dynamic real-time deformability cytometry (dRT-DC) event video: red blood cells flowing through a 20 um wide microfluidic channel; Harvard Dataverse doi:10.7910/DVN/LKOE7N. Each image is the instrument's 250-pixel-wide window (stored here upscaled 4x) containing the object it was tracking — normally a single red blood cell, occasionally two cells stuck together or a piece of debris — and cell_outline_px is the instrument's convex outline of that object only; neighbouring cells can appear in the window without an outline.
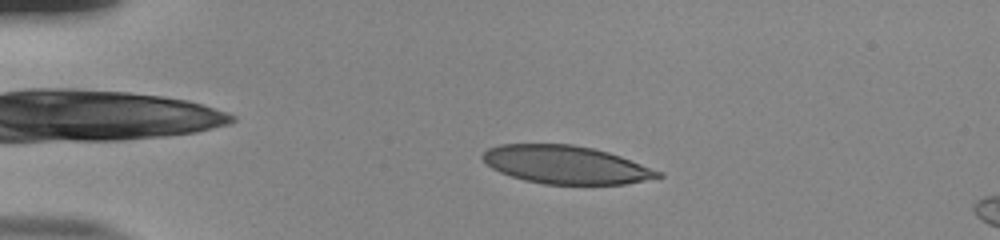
{"species": "human", "species_latin": "Homo sapiens", "temperature_condition": "room temperature", "stored_images_in_passage": 53, "camera_frame_rate_fps": 3000, "um_per_image_px": 0.085, "donor": {"sex": "male"}, "frame": {"image": 1, "passage_image": 11, "time_ms": 3.333, "image_size_px": [1000, 240], "cell_outline_px": [[664, 176], [624, 184], [544, 184], [524, 180], [500, 172], [492, 168], [480, 156], [488, 148], [500, 144], [572, 144], [592, 148], [608, 152], [620, 156], [664, 172]], "centroid_in_image_um": [48.1, 14.0], "position_along_channel_um": 36.9, "area_um2": 38.78}}
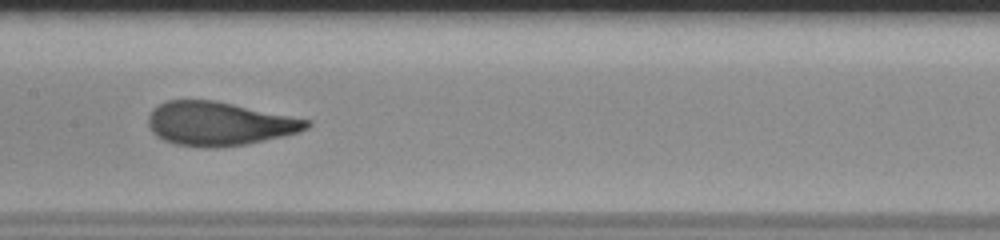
{"frame": {"image": 2, "passage_image": 27, "time_ms": 8.667, "image_size_px": [1000, 240], "cell_outline_px": [[312, 124], [308, 128], [300, 132], [248, 144], [212, 148], [204, 148], [176, 144], [164, 140], [156, 136], [152, 132], [148, 124], [148, 116], [152, 108], [168, 100], [216, 100], [312, 120]], "centroid_in_image_um": [18.64, 10.51], "position_along_channel_um": 188.8, "area_um2": 40.69}}
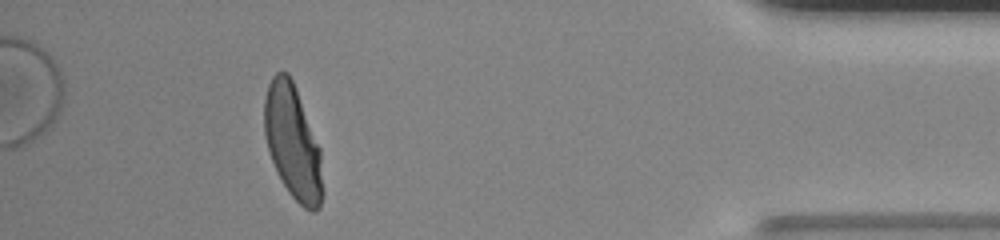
{"frame": {"image": 3, "passage_image": 48, "time_ms": 15.667, "image_size_px": [1000, 240], "cell_outline_px": [[324, 196], [320, 208], [316, 212], [312, 212], [304, 208], [288, 192], [272, 160], [264, 136], [264, 100], [268, 84], [272, 76], [276, 72], [288, 72], [296, 88], [320, 148], [324, 192]], "centroid_in_image_um": [24.9, 12.12], "position_along_channel_um": 410.3, "area_um2": 38.84}, "authors_computed_cell_mechanics": {"area_um2": 39.9976, "velocity_mm_per_s": 3.8229, "shape_relaxation_time_tau1_ms": 4.3414, "shape_relaxation_time_tau2_ms": null, "deformation_change_tau1": 0.2216, "deformation_change_tau2": null}}